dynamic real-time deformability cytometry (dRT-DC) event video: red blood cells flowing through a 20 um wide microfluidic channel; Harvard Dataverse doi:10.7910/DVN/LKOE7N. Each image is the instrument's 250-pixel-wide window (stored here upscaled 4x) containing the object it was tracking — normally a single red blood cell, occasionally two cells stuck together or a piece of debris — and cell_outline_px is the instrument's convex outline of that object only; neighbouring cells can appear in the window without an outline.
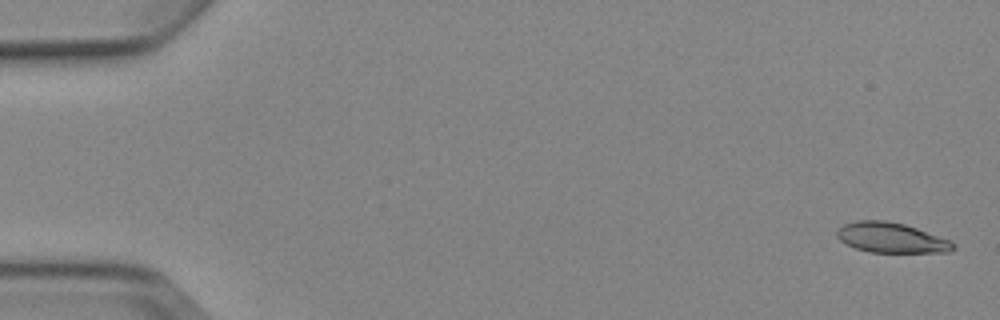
{"species": "Egyptian fruit bat (a non-hibernating species)", "species_latin": "Rousettus aegyptiacus", "temperature_condition": "cold", "stored_images_in_passage": 7, "camera_frame_rate_fps": 3000, "um_per_image_px": 0.085, "animal": {"sex": "female"}, "frame": {"image": 1, "passage_image": 1, "time_ms": 0.0, "image_size_px": [1000, 320], "cell_outline_px": [[956, 248], [948, 252], [868, 252], [856, 248], [840, 240], [836, 236], [836, 232], [844, 224], [856, 220], [884, 220], [904, 224], [952, 240], [956, 244]], "centroid_in_image_um": [75.79, 20.2], "position_along_channel_um": 9.2, "area_um2": 20.4}}
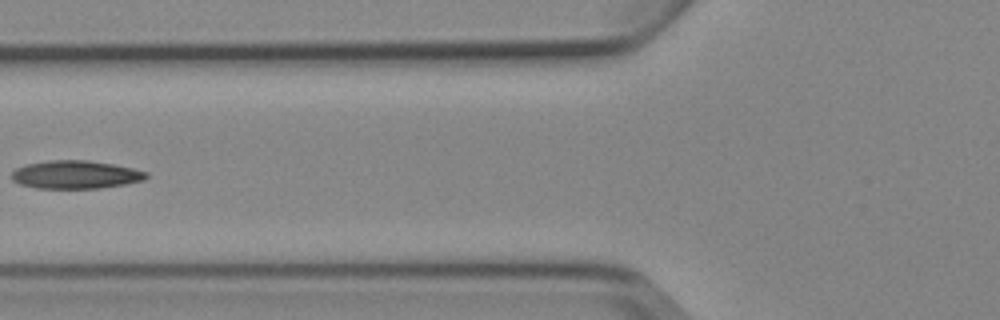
{"frame": {"image": 2, "passage_image": 6, "time_ms": 6.667, "image_size_px": [1000, 320], "cell_outline_px": [[148, 176], [144, 180], [124, 184], [96, 188], [36, 188], [20, 184], [12, 180], [12, 172], [16, 168], [28, 164], [48, 160], [88, 160], [112, 164], [132, 168], [148, 172]], "centroid_in_image_um": [6.42, 14.84], "position_along_channel_um": 119.4, "area_um2": 21.91}}
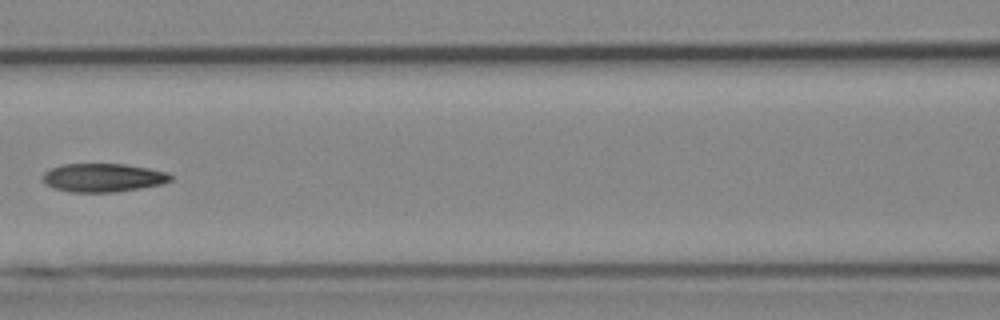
{"frame": {"image": 3, "passage_image": 7, "time_ms": 7.667, "image_size_px": [1000, 320], "cell_outline_px": [[172, 180], [164, 184], [116, 192], [68, 192], [52, 188], [44, 180], [44, 172], [48, 168], [64, 164], [124, 164], [148, 168], [168, 172], [172, 176]], "centroid_in_image_um": [8.78, 15.1], "position_along_channel_um": 157.8, "area_um2": 21.33}}